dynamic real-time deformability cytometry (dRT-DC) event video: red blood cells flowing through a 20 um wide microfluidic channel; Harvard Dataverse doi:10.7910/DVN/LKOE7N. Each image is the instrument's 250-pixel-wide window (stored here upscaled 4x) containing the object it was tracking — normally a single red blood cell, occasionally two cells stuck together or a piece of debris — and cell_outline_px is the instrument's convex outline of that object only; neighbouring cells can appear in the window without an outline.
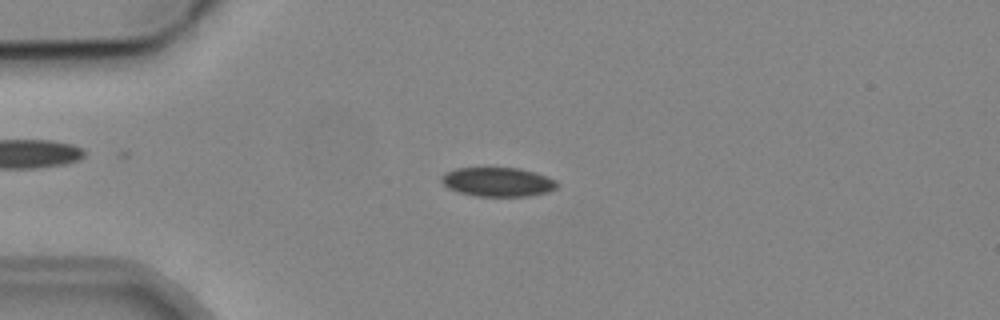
{"species": "common noctule bat (a hibernating species)", "species_latin": "Nyctalus noctula", "temperature_condition": "cold", "stored_images_in_passage": 5, "camera_frame_rate_fps": 3000, "um_per_image_px": 0.085, "animal": {"sex": "male", "body_mass_g": 19.2, "forearm_length_mm": 51.8}, "frame": {"image": 1, "passage_image": 4, "time_ms": 4.333, "image_size_px": [1000, 320], "cell_outline_px": [[560, 184], [556, 188], [548, 192], [528, 196], [476, 196], [460, 192], [448, 188], [440, 180], [440, 176], [456, 168], [520, 168], [548, 176], [556, 180]], "centroid_in_image_um": [42.35, 15.46], "position_along_channel_um": 42.7, "area_um2": 19.65}}